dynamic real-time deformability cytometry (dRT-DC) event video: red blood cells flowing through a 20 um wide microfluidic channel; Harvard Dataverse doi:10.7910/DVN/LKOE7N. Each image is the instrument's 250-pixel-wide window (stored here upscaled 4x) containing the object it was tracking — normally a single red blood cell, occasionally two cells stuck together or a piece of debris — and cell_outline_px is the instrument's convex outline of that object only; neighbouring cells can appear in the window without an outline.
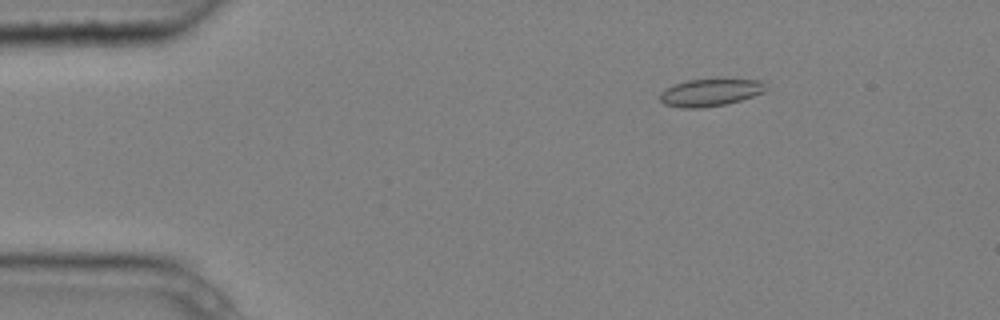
{"species": "common noctule bat (a hibernating species)", "species_latin": "Nyctalus noctula", "temperature_condition": "cold", "stored_images_in_passage": 4, "camera_frame_rate_fps": 3000, "um_per_image_px": 0.085, "animal": {"sex": "male", "body_mass_g": 20.4}, "frame": {"image": 1, "passage_image": 2, "time_ms": 0.333, "image_size_px": [1000, 320], "cell_outline_px": [[768, 80], [764, 92], [740, 100], [724, 104], [700, 108], [680, 108], [664, 104], [660, 100], [660, 92], [676, 84], [688, 80], [716, 76]], "centroid_in_image_um": [60.46, 7.79], "position_along_channel_um": 24.5, "area_um2": 17.74}}